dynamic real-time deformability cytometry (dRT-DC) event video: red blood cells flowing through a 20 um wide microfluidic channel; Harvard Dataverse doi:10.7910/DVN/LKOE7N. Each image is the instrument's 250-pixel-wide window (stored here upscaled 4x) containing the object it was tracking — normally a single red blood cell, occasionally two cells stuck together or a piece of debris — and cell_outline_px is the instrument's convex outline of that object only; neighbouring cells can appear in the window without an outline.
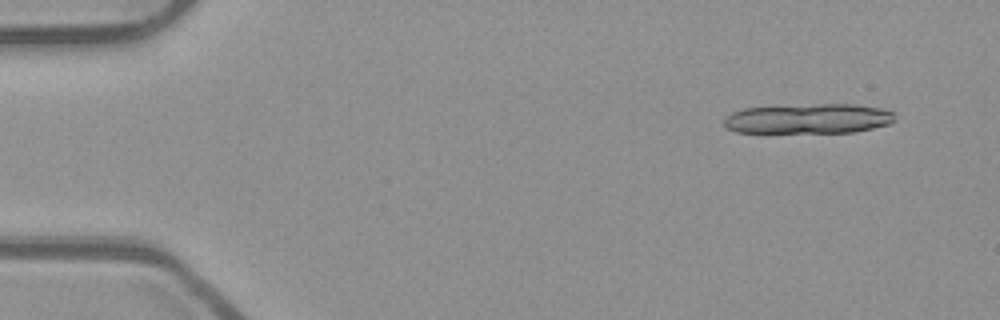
{"species": "common noctule bat (a hibernating species)", "species_latin": "Nyctalus noctula", "temperature_condition": "room temperature", "stored_images_in_passage": 15, "camera_frame_rate_fps": 3000, "um_per_image_px": 0.085, "animal": {"sex": "male", "body_mass_g": 23.1, "forearm_length_mm": 52.7}, "frame": {"image": 1, "passage_image": 1, "time_ms": 0.0, "image_size_px": [1000, 320], "cell_outline_px": [[896, 120], [888, 124], [856, 132], [736, 132], [728, 128], [724, 124], [724, 116], [732, 112], [744, 108], [816, 104], [856, 104], [880, 108], [892, 112]], "centroid_in_image_um": [68.71, 10.08], "position_along_channel_um": 16.3, "area_um2": 29.65}}